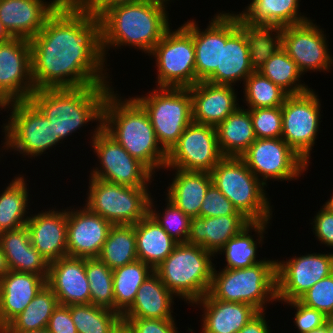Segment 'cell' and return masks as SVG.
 Here are the masks:
<instances>
[{"label":"cell","instance_id":"7c38bea8","mask_svg":"<svg viewBox=\"0 0 333 333\" xmlns=\"http://www.w3.org/2000/svg\"><path fill=\"white\" fill-rule=\"evenodd\" d=\"M92 133L90 143L101 167L91 170L90 177L122 186L148 187L154 173L109 136L102 129V123H97Z\"/></svg>","mask_w":333,"mask_h":333},{"label":"cell","instance_id":"8992f818","mask_svg":"<svg viewBox=\"0 0 333 333\" xmlns=\"http://www.w3.org/2000/svg\"><path fill=\"white\" fill-rule=\"evenodd\" d=\"M209 293L215 299L246 303L263 312L270 301L277 302L276 260L265 258L241 269L217 271L214 267Z\"/></svg>","mask_w":333,"mask_h":333},{"label":"cell","instance_id":"484cf974","mask_svg":"<svg viewBox=\"0 0 333 333\" xmlns=\"http://www.w3.org/2000/svg\"><path fill=\"white\" fill-rule=\"evenodd\" d=\"M189 90L195 123L216 127L239 107L235 88L231 85L199 81Z\"/></svg>","mask_w":333,"mask_h":333},{"label":"cell","instance_id":"5bb4252c","mask_svg":"<svg viewBox=\"0 0 333 333\" xmlns=\"http://www.w3.org/2000/svg\"><path fill=\"white\" fill-rule=\"evenodd\" d=\"M318 95L307 92L288 95L281 106L282 139L307 163L319 131L321 104Z\"/></svg>","mask_w":333,"mask_h":333},{"label":"cell","instance_id":"d590c367","mask_svg":"<svg viewBox=\"0 0 333 333\" xmlns=\"http://www.w3.org/2000/svg\"><path fill=\"white\" fill-rule=\"evenodd\" d=\"M270 222H251L240 233L229 239L226 244L218 251L219 254L224 253L226 257L225 269H241L259 263L262 260L256 259L257 243L262 244L264 233L267 225ZM254 232L257 234L256 240L249 233ZM259 235V236H258ZM255 240V241H254ZM221 252V253H220Z\"/></svg>","mask_w":333,"mask_h":333},{"label":"cell","instance_id":"6125c7cd","mask_svg":"<svg viewBox=\"0 0 333 333\" xmlns=\"http://www.w3.org/2000/svg\"><path fill=\"white\" fill-rule=\"evenodd\" d=\"M114 333H131L127 327L122 323Z\"/></svg>","mask_w":333,"mask_h":333},{"label":"cell","instance_id":"ab89813d","mask_svg":"<svg viewBox=\"0 0 333 333\" xmlns=\"http://www.w3.org/2000/svg\"><path fill=\"white\" fill-rule=\"evenodd\" d=\"M98 258L112 270L138 260L135 224L113 225Z\"/></svg>","mask_w":333,"mask_h":333},{"label":"cell","instance_id":"1f68e13d","mask_svg":"<svg viewBox=\"0 0 333 333\" xmlns=\"http://www.w3.org/2000/svg\"><path fill=\"white\" fill-rule=\"evenodd\" d=\"M167 188L166 197L185 215L200 217V208L212 177L209 172L184 171L177 168Z\"/></svg>","mask_w":333,"mask_h":333},{"label":"cell","instance_id":"d4e9b609","mask_svg":"<svg viewBox=\"0 0 333 333\" xmlns=\"http://www.w3.org/2000/svg\"><path fill=\"white\" fill-rule=\"evenodd\" d=\"M26 227L31 244L48 263L67 256V209L39 212L29 216Z\"/></svg>","mask_w":333,"mask_h":333},{"label":"cell","instance_id":"91938a15","mask_svg":"<svg viewBox=\"0 0 333 333\" xmlns=\"http://www.w3.org/2000/svg\"><path fill=\"white\" fill-rule=\"evenodd\" d=\"M325 203L326 204H323V207L326 208L327 210H329L330 212H333V195Z\"/></svg>","mask_w":333,"mask_h":333},{"label":"cell","instance_id":"9a60e30c","mask_svg":"<svg viewBox=\"0 0 333 333\" xmlns=\"http://www.w3.org/2000/svg\"><path fill=\"white\" fill-rule=\"evenodd\" d=\"M271 36L280 44L304 75L307 71L329 72L333 57L326 34L312 20L276 29Z\"/></svg>","mask_w":333,"mask_h":333},{"label":"cell","instance_id":"94428289","mask_svg":"<svg viewBox=\"0 0 333 333\" xmlns=\"http://www.w3.org/2000/svg\"><path fill=\"white\" fill-rule=\"evenodd\" d=\"M307 333H327L326 332V322H325V325H323L319 328H316L314 330H311L310 332H307Z\"/></svg>","mask_w":333,"mask_h":333},{"label":"cell","instance_id":"7bdbcfd3","mask_svg":"<svg viewBox=\"0 0 333 333\" xmlns=\"http://www.w3.org/2000/svg\"><path fill=\"white\" fill-rule=\"evenodd\" d=\"M243 84L247 109L282 106L288 96L284 90L257 70Z\"/></svg>","mask_w":333,"mask_h":333},{"label":"cell","instance_id":"2e32d148","mask_svg":"<svg viewBox=\"0 0 333 333\" xmlns=\"http://www.w3.org/2000/svg\"><path fill=\"white\" fill-rule=\"evenodd\" d=\"M223 158L216 128L192 121L167 152L165 169L210 173Z\"/></svg>","mask_w":333,"mask_h":333},{"label":"cell","instance_id":"d6986e66","mask_svg":"<svg viewBox=\"0 0 333 333\" xmlns=\"http://www.w3.org/2000/svg\"><path fill=\"white\" fill-rule=\"evenodd\" d=\"M265 33L243 24L222 43L221 70H215L205 81L231 85L244 81L256 70L258 47Z\"/></svg>","mask_w":333,"mask_h":333},{"label":"cell","instance_id":"f6af8a7d","mask_svg":"<svg viewBox=\"0 0 333 333\" xmlns=\"http://www.w3.org/2000/svg\"><path fill=\"white\" fill-rule=\"evenodd\" d=\"M256 138L282 137V110L278 107L249 109Z\"/></svg>","mask_w":333,"mask_h":333},{"label":"cell","instance_id":"6f0895ef","mask_svg":"<svg viewBox=\"0 0 333 333\" xmlns=\"http://www.w3.org/2000/svg\"><path fill=\"white\" fill-rule=\"evenodd\" d=\"M0 333H50L46 328L42 330H36V331H0Z\"/></svg>","mask_w":333,"mask_h":333},{"label":"cell","instance_id":"cb8c5ba5","mask_svg":"<svg viewBox=\"0 0 333 333\" xmlns=\"http://www.w3.org/2000/svg\"><path fill=\"white\" fill-rule=\"evenodd\" d=\"M47 285L59 305L90 303V287L85 271V258L64 256L49 263Z\"/></svg>","mask_w":333,"mask_h":333},{"label":"cell","instance_id":"ffe728a7","mask_svg":"<svg viewBox=\"0 0 333 333\" xmlns=\"http://www.w3.org/2000/svg\"><path fill=\"white\" fill-rule=\"evenodd\" d=\"M193 20L196 83L205 81L215 70H221L222 43L242 25L238 14H216L203 31Z\"/></svg>","mask_w":333,"mask_h":333},{"label":"cell","instance_id":"680465c9","mask_svg":"<svg viewBox=\"0 0 333 333\" xmlns=\"http://www.w3.org/2000/svg\"><path fill=\"white\" fill-rule=\"evenodd\" d=\"M326 332L333 333V317H327L326 319Z\"/></svg>","mask_w":333,"mask_h":333},{"label":"cell","instance_id":"836d02e7","mask_svg":"<svg viewBox=\"0 0 333 333\" xmlns=\"http://www.w3.org/2000/svg\"><path fill=\"white\" fill-rule=\"evenodd\" d=\"M137 257L153 270L173 251L177 242L148 213L135 224Z\"/></svg>","mask_w":333,"mask_h":333},{"label":"cell","instance_id":"ac0fdd59","mask_svg":"<svg viewBox=\"0 0 333 333\" xmlns=\"http://www.w3.org/2000/svg\"><path fill=\"white\" fill-rule=\"evenodd\" d=\"M35 91L31 75L30 40L12 38L0 45V108L29 100Z\"/></svg>","mask_w":333,"mask_h":333},{"label":"cell","instance_id":"8fae6325","mask_svg":"<svg viewBox=\"0 0 333 333\" xmlns=\"http://www.w3.org/2000/svg\"><path fill=\"white\" fill-rule=\"evenodd\" d=\"M85 206L112 225H134L149 213L148 187H128L90 177Z\"/></svg>","mask_w":333,"mask_h":333},{"label":"cell","instance_id":"681fc988","mask_svg":"<svg viewBox=\"0 0 333 333\" xmlns=\"http://www.w3.org/2000/svg\"><path fill=\"white\" fill-rule=\"evenodd\" d=\"M131 333H179L174 319L122 318Z\"/></svg>","mask_w":333,"mask_h":333},{"label":"cell","instance_id":"30bf717a","mask_svg":"<svg viewBox=\"0 0 333 333\" xmlns=\"http://www.w3.org/2000/svg\"><path fill=\"white\" fill-rule=\"evenodd\" d=\"M6 108L11 109V114L2 129L5 133L4 150L14 149V152L32 158L62 143L60 138H54L50 120L30 100L11 102L0 109Z\"/></svg>","mask_w":333,"mask_h":333},{"label":"cell","instance_id":"6da1fadb","mask_svg":"<svg viewBox=\"0 0 333 333\" xmlns=\"http://www.w3.org/2000/svg\"><path fill=\"white\" fill-rule=\"evenodd\" d=\"M30 45L35 90L110 85L104 68L101 19L77 0H64Z\"/></svg>","mask_w":333,"mask_h":333},{"label":"cell","instance_id":"b9f144b4","mask_svg":"<svg viewBox=\"0 0 333 333\" xmlns=\"http://www.w3.org/2000/svg\"><path fill=\"white\" fill-rule=\"evenodd\" d=\"M85 271L90 287V303L115 311L112 269L94 257L85 258Z\"/></svg>","mask_w":333,"mask_h":333},{"label":"cell","instance_id":"4fadbf2b","mask_svg":"<svg viewBox=\"0 0 333 333\" xmlns=\"http://www.w3.org/2000/svg\"><path fill=\"white\" fill-rule=\"evenodd\" d=\"M240 158L266 187L268 179L296 180L309 166L282 138H257Z\"/></svg>","mask_w":333,"mask_h":333},{"label":"cell","instance_id":"f1b7e54d","mask_svg":"<svg viewBox=\"0 0 333 333\" xmlns=\"http://www.w3.org/2000/svg\"><path fill=\"white\" fill-rule=\"evenodd\" d=\"M194 304L203 308V333H238L259 313L249 304L218 300L209 292Z\"/></svg>","mask_w":333,"mask_h":333},{"label":"cell","instance_id":"5b68a950","mask_svg":"<svg viewBox=\"0 0 333 333\" xmlns=\"http://www.w3.org/2000/svg\"><path fill=\"white\" fill-rule=\"evenodd\" d=\"M212 257V252L199 245L177 243L154 272L174 296L194 305L211 288L215 267Z\"/></svg>","mask_w":333,"mask_h":333},{"label":"cell","instance_id":"4316f807","mask_svg":"<svg viewBox=\"0 0 333 333\" xmlns=\"http://www.w3.org/2000/svg\"><path fill=\"white\" fill-rule=\"evenodd\" d=\"M300 0H252L239 13L242 24L271 35L276 29L310 20L299 14Z\"/></svg>","mask_w":333,"mask_h":333},{"label":"cell","instance_id":"60d3db41","mask_svg":"<svg viewBox=\"0 0 333 333\" xmlns=\"http://www.w3.org/2000/svg\"><path fill=\"white\" fill-rule=\"evenodd\" d=\"M77 333H114L122 324V317L113 310L91 303L69 306Z\"/></svg>","mask_w":333,"mask_h":333},{"label":"cell","instance_id":"603a6c76","mask_svg":"<svg viewBox=\"0 0 333 333\" xmlns=\"http://www.w3.org/2000/svg\"><path fill=\"white\" fill-rule=\"evenodd\" d=\"M64 0H1L0 20L13 38L31 40Z\"/></svg>","mask_w":333,"mask_h":333},{"label":"cell","instance_id":"ba28073f","mask_svg":"<svg viewBox=\"0 0 333 333\" xmlns=\"http://www.w3.org/2000/svg\"><path fill=\"white\" fill-rule=\"evenodd\" d=\"M155 57L157 87L189 88L196 84L193 20L175 31L168 29L151 50Z\"/></svg>","mask_w":333,"mask_h":333},{"label":"cell","instance_id":"44dd1931","mask_svg":"<svg viewBox=\"0 0 333 333\" xmlns=\"http://www.w3.org/2000/svg\"><path fill=\"white\" fill-rule=\"evenodd\" d=\"M81 208L67 209L68 256L98 257L113 225L86 206Z\"/></svg>","mask_w":333,"mask_h":333},{"label":"cell","instance_id":"52a82bcc","mask_svg":"<svg viewBox=\"0 0 333 333\" xmlns=\"http://www.w3.org/2000/svg\"><path fill=\"white\" fill-rule=\"evenodd\" d=\"M212 183L251 222H269L272 206L265 185L240 157H224L210 172Z\"/></svg>","mask_w":333,"mask_h":333},{"label":"cell","instance_id":"f5cc1de1","mask_svg":"<svg viewBox=\"0 0 333 333\" xmlns=\"http://www.w3.org/2000/svg\"><path fill=\"white\" fill-rule=\"evenodd\" d=\"M86 10L95 17H101L108 9L138 1L145 0H77Z\"/></svg>","mask_w":333,"mask_h":333},{"label":"cell","instance_id":"8d00e7d4","mask_svg":"<svg viewBox=\"0 0 333 333\" xmlns=\"http://www.w3.org/2000/svg\"><path fill=\"white\" fill-rule=\"evenodd\" d=\"M24 176L15 177L0 194V234L26 226L29 191Z\"/></svg>","mask_w":333,"mask_h":333},{"label":"cell","instance_id":"db71d44e","mask_svg":"<svg viewBox=\"0 0 333 333\" xmlns=\"http://www.w3.org/2000/svg\"><path fill=\"white\" fill-rule=\"evenodd\" d=\"M265 319V312H259L238 333H270Z\"/></svg>","mask_w":333,"mask_h":333},{"label":"cell","instance_id":"7dc6e473","mask_svg":"<svg viewBox=\"0 0 333 333\" xmlns=\"http://www.w3.org/2000/svg\"><path fill=\"white\" fill-rule=\"evenodd\" d=\"M243 215L238 212L231 201L212 183L206 191L200 208V217H218Z\"/></svg>","mask_w":333,"mask_h":333},{"label":"cell","instance_id":"11a10c76","mask_svg":"<svg viewBox=\"0 0 333 333\" xmlns=\"http://www.w3.org/2000/svg\"><path fill=\"white\" fill-rule=\"evenodd\" d=\"M9 272L5 254L0 246V280Z\"/></svg>","mask_w":333,"mask_h":333},{"label":"cell","instance_id":"7a4b0ae2","mask_svg":"<svg viewBox=\"0 0 333 333\" xmlns=\"http://www.w3.org/2000/svg\"><path fill=\"white\" fill-rule=\"evenodd\" d=\"M113 90L104 101L102 129L152 173L165 169L167 152L158 143L146 110L134 97L122 99Z\"/></svg>","mask_w":333,"mask_h":333},{"label":"cell","instance_id":"e0dca14e","mask_svg":"<svg viewBox=\"0 0 333 333\" xmlns=\"http://www.w3.org/2000/svg\"><path fill=\"white\" fill-rule=\"evenodd\" d=\"M333 273V253H312L276 261L277 301L298 300L314 284Z\"/></svg>","mask_w":333,"mask_h":333},{"label":"cell","instance_id":"4dcf8cb0","mask_svg":"<svg viewBox=\"0 0 333 333\" xmlns=\"http://www.w3.org/2000/svg\"><path fill=\"white\" fill-rule=\"evenodd\" d=\"M0 246L9 270L48 278L49 263L31 244L26 226L0 234Z\"/></svg>","mask_w":333,"mask_h":333},{"label":"cell","instance_id":"bcb514c9","mask_svg":"<svg viewBox=\"0 0 333 333\" xmlns=\"http://www.w3.org/2000/svg\"><path fill=\"white\" fill-rule=\"evenodd\" d=\"M298 300L327 317H333V273L314 284Z\"/></svg>","mask_w":333,"mask_h":333},{"label":"cell","instance_id":"9c48e42d","mask_svg":"<svg viewBox=\"0 0 333 333\" xmlns=\"http://www.w3.org/2000/svg\"><path fill=\"white\" fill-rule=\"evenodd\" d=\"M134 98L146 110L158 143L168 152L192 122L189 88L156 87L148 95Z\"/></svg>","mask_w":333,"mask_h":333},{"label":"cell","instance_id":"e575fe53","mask_svg":"<svg viewBox=\"0 0 333 333\" xmlns=\"http://www.w3.org/2000/svg\"><path fill=\"white\" fill-rule=\"evenodd\" d=\"M215 128L224 157H240L257 139L249 109L240 106Z\"/></svg>","mask_w":333,"mask_h":333},{"label":"cell","instance_id":"7402d4cb","mask_svg":"<svg viewBox=\"0 0 333 333\" xmlns=\"http://www.w3.org/2000/svg\"><path fill=\"white\" fill-rule=\"evenodd\" d=\"M256 70L288 95L301 94L311 89L300 83L299 78L303 74L297 64L271 35H266L258 47Z\"/></svg>","mask_w":333,"mask_h":333},{"label":"cell","instance_id":"f35d334b","mask_svg":"<svg viewBox=\"0 0 333 333\" xmlns=\"http://www.w3.org/2000/svg\"><path fill=\"white\" fill-rule=\"evenodd\" d=\"M58 305V298L46 284L26 308L0 331L25 332L45 329Z\"/></svg>","mask_w":333,"mask_h":333},{"label":"cell","instance_id":"9f6ffc18","mask_svg":"<svg viewBox=\"0 0 333 333\" xmlns=\"http://www.w3.org/2000/svg\"><path fill=\"white\" fill-rule=\"evenodd\" d=\"M13 37L6 31L5 27L3 26L2 21L0 20V40L2 42H6Z\"/></svg>","mask_w":333,"mask_h":333},{"label":"cell","instance_id":"74e56055","mask_svg":"<svg viewBox=\"0 0 333 333\" xmlns=\"http://www.w3.org/2000/svg\"><path fill=\"white\" fill-rule=\"evenodd\" d=\"M153 272L154 270L141 260L112 270L116 313L122 315L133 304L139 287Z\"/></svg>","mask_w":333,"mask_h":333},{"label":"cell","instance_id":"3957f363","mask_svg":"<svg viewBox=\"0 0 333 333\" xmlns=\"http://www.w3.org/2000/svg\"><path fill=\"white\" fill-rule=\"evenodd\" d=\"M170 0H145L114 6L101 17L102 50L133 46L148 56L170 28L166 6Z\"/></svg>","mask_w":333,"mask_h":333},{"label":"cell","instance_id":"d6a6232c","mask_svg":"<svg viewBox=\"0 0 333 333\" xmlns=\"http://www.w3.org/2000/svg\"><path fill=\"white\" fill-rule=\"evenodd\" d=\"M173 294L153 272L139 287L133 304L121 315L122 318L175 319L171 308Z\"/></svg>","mask_w":333,"mask_h":333},{"label":"cell","instance_id":"816d5d0a","mask_svg":"<svg viewBox=\"0 0 333 333\" xmlns=\"http://www.w3.org/2000/svg\"><path fill=\"white\" fill-rule=\"evenodd\" d=\"M46 329L50 333H77L69 306L58 305L52 313Z\"/></svg>","mask_w":333,"mask_h":333},{"label":"cell","instance_id":"ee69618b","mask_svg":"<svg viewBox=\"0 0 333 333\" xmlns=\"http://www.w3.org/2000/svg\"><path fill=\"white\" fill-rule=\"evenodd\" d=\"M167 206L164 212L154 210V200L150 197L149 214L159 223V225L177 242L186 243L190 233V217L185 215L171 201L165 198ZM154 204V205H153Z\"/></svg>","mask_w":333,"mask_h":333},{"label":"cell","instance_id":"277c9868","mask_svg":"<svg viewBox=\"0 0 333 333\" xmlns=\"http://www.w3.org/2000/svg\"><path fill=\"white\" fill-rule=\"evenodd\" d=\"M111 89L110 85L36 89L29 100L52 123L54 138L63 141L88 122L102 123L104 101Z\"/></svg>","mask_w":333,"mask_h":333},{"label":"cell","instance_id":"83f0119b","mask_svg":"<svg viewBox=\"0 0 333 333\" xmlns=\"http://www.w3.org/2000/svg\"><path fill=\"white\" fill-rule=\"evenodd\" d=\"M46 284L47 278L40 275L9 270L0 280V329L19 315Z\"/></svg>","mask_w":333,"mask_h":333},{"label":"cell","instance_id":"c3c4849f","mask_svg":"<svg viewBox=\"0 0 333 333\" xmlns=\"http://www.w3.org/2000/svg\"><path fill=\"white\" fill-rule=\"evenodd\" d=\"M284 304L295 308L294 324L299 333H307L325 325L327 316L316 309L305 306L299 300L284 302Z\"/></svg>","mask_w":333,"mask_h":333},{"label":"cell","instance_id":"f907efd6","mask_svg":"<svg viewBox=\"0 0 333 333\" xmlns=\"http://www.w3.org/2000/svg\"><path fill=\"white\" fill-rule=\"evenodd\" d=\"M313 232L320 243L333 247V212L323 206L313 219Z\"/></svg>","mask_w":333,"mask_h":333},{"label":"cell","instance_id":"f546056e","mask_svg":"<svg viewBox=\"0 0 333 333\" xmlns=\"http://www.w3.org/2000/svg\"><path fill=\"white\" fill-rule=\"evenodd\" d=\"M250 223L244 215L192 217L187 243L199 245L216 255L229 239Z\"/></svg>","mask_w":333,"mask_h":333}]
</instances>
